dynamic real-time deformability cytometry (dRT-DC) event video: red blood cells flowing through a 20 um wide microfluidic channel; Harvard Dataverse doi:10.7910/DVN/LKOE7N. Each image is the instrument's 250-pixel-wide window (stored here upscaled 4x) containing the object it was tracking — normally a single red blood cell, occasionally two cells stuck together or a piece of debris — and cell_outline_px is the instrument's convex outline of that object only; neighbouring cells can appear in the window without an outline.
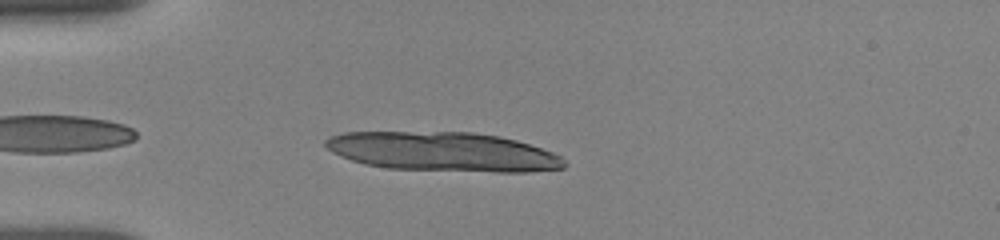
{"species": "human", "species_latin": "Homo sapiens", "temperature_condition": "room temperature", "stored_images_in_passage": 31, "segment_of_instrument_passage": [1, 2], "camera_frame_rate_fps": 3000, "um_per_image_px": 0.085, "donor": {"sex": "female"}, "frame": {"image": 1, "passage_image": 1, "time_ms": 0.0, "image_size_px": [1000, 240], "cell_outline_px": [[568, 164], [564, 168], [528, 172], [496, 172], [388, 168], [364, 164], [340, 156], [332, 152], [324, 144], [324, 140], [328, 136], [344, 132], [472, 132], [500, 136], [516, 140], [552, 152], [560, 156]], "centroid_in_image_um": [37.65, 12.89], "position_along_channel_um": 47.3, "area_um2": 54.68}}